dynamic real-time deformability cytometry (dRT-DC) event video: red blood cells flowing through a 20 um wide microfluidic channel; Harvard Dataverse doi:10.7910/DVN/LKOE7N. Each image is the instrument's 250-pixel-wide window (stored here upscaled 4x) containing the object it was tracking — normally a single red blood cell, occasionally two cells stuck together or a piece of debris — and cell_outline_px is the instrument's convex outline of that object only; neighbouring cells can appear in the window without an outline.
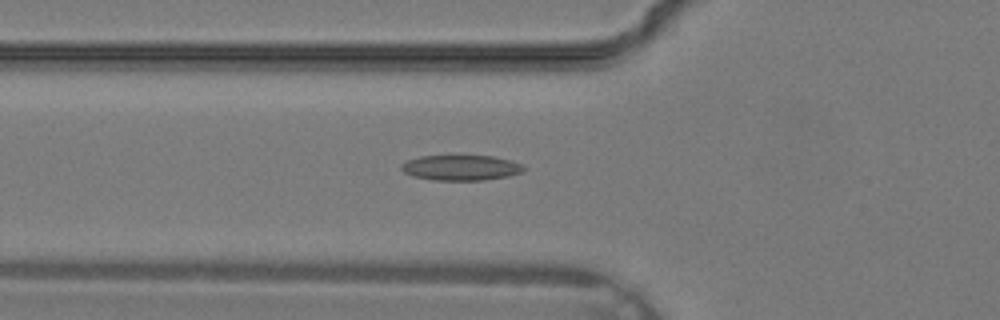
{"species": "common noctule bat (a hibernating species)", "species_latin": "Nyctalus noctula", "temperature_condition": "warm", "stored_images_in_passage": 36, "camera_frame_rate_fps": 3000, "um_per_image_px": 0.085, "animal": {"sex": "male", "body_mass_g": 19.2, "forearm_length_mm": 51.8}, "frame": {"image": 1, "passage_image": 14, "time_ms": 4.333, "image_size_px": [1000, 320], "cell_outline_px": [[528, 168], [524, 172], [508, 176], [484, 180], [432, 180], [412, 176], [404, 172], [400, 168], [400, 164], [408, 160], [420, 156], [492, 156], [524, 164]], "centroid_in_image_um": [39.21, 14.26], "position_along_channel_um": 86.6, "area_um2": 18.21}}
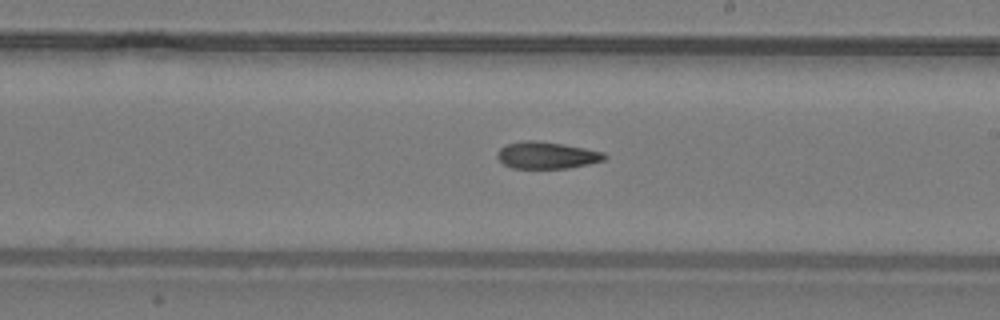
{"frame": {"image": 2, "passage_image": 22, "time_ms": 7.0, "image_size_px": [1000, 320], "cell_outline_px": [[608, 156], [604, 160], [588, 164], [568, 168], [512, 168], [504, 164], [496, 156], [496, 152], [500, 148], [508, 144], [524, 140], [536, 140], [564, 144], [604, 152]], "centroid_in_image_um": [46.47, 13.19], "position_along_channel_um": 242.5, "area_um2": 16.82}}
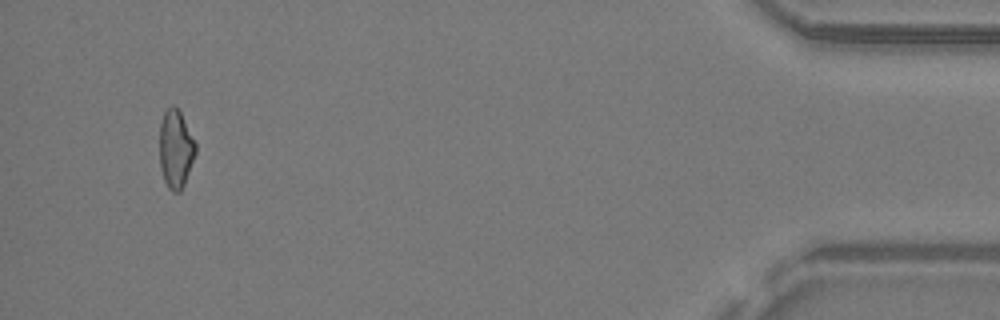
{"frame": {"image": 3, "passage_image": 35, "time_ms": 11.333, "image_size_px": [1000, 320], "cell_outline_px": [[196, 152], [184, 184], [180, 192], [172, 192], [168, 188], [164, 180], [160, 168], [160, 124], [164, 112], [172, 104], [180, 112], [196, 144]], "centroid_in_image_um": [14.92, 12.69], "position_along_channel_um": 420.3, "area_um2": 16.24}}